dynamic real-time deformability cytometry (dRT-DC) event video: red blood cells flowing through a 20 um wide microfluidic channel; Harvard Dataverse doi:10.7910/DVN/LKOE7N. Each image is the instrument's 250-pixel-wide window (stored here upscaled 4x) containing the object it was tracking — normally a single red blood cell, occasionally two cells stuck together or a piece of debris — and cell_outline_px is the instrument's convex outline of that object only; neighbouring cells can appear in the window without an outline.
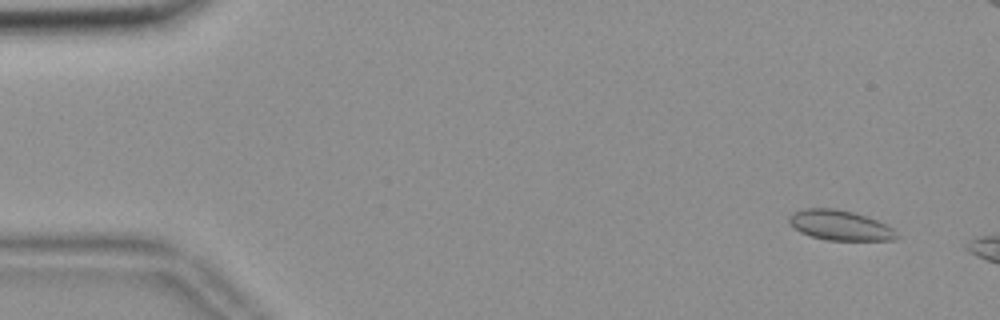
{"species": "common noctule bat (a hibernating species)", "species_latin": "Nyctalus noctula", "temperature_condition": "room temperature", "stored_images_in_passage": 10, "camera_frame_rate_fps": 3000, "um_per_image_px": 0.085, "animal": {"sex": "female", "body_mass_g": 18.4}, "frame": {"image": 1, "passage_image": 4, "time_ms": 1.0, "image_size_px": [1000, 320], "cell_outline_px": [[900, 236], [896, 240], [828, 240], [812, 236], [800, 232], [788, 220], [788, 216], [792, 212], [804, 208], [832, 208], [852, 212], [868, 216], [892, 228]], "centroid_in_image_um": [71.41, 19.14], "position_along_channel_um": 13.6, "area_um2": 18.73}}